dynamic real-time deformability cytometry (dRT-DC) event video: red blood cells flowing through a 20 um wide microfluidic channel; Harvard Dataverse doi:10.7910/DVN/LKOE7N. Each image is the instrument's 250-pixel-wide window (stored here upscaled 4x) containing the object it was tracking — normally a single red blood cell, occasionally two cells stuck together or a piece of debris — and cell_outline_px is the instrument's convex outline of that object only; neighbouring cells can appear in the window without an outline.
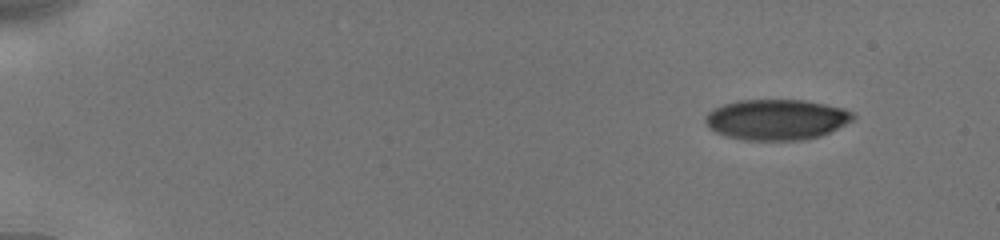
{"species": "human", "species_latin": "Homo sapiens", "temperature_condition": "cold", "stored_images_in_passage": 21, "camera_frame_rate_fps": 3000, "um_per_image_px": 0.085, "donor": {"sex": "male"}, "frame": {"image": 1, "passage_image": 1, "time_ms": 0.0, "image_size_px": [1000, 240], "cell_outline_px": [[856, 116], [852, 120], [820, 136], [800, 140], [740, 140], [724, 136], [708, 128], [704, 120], [704, 116], [708, 112], [724, 104], [740, 100], [804, 100], [844, 108], [852, 112]], "centroid_in_image_um": [65.96, 10.17], "position_along_channel_um": 19.0, "area_um2": 34.91}}
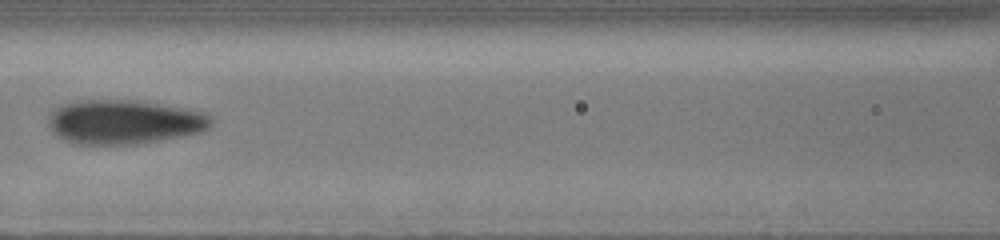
{"frame": {"image": 2, "passage_image": 12, "time_ms": 7.0, "image_size_px": [1000, 240], "cell_outline_px": [[212, 124], [204, 132], [184, 136], [136, 144], [68, 144], [60, 140], [52, 132], [48, 124], [48, 120], [52, 112], [60, 104], [76, 100], [128, 100], [160, 104], [188, 108], [204, 112], [212, 116]], "centroid_in_image_um": [10.54, 10.37], "position_along_channel_um": 156.1, "area_um2": 42.54}}
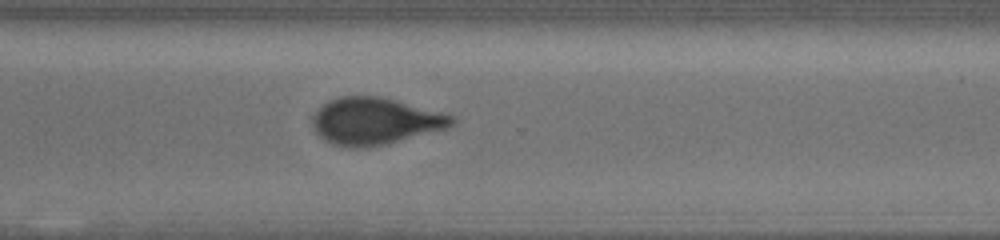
{"frame": {"image": 3, "passage_image": 21, "time_ms": 11.667, "image_size_px": [1000, 240], "cell_outline_px": [[456, 120], [448, 128], [388, 144], [352, 148], [332, 144], [324, 140], [316, 132], [312, 120], [316, 112], [328, 100], [340, 96], [380, 96], [396, 100], [456, 116]], "centroid_in_image_um": [31.9, 10.3], "position_along_channel_um": 338.7, "area_um2": 37.97}}